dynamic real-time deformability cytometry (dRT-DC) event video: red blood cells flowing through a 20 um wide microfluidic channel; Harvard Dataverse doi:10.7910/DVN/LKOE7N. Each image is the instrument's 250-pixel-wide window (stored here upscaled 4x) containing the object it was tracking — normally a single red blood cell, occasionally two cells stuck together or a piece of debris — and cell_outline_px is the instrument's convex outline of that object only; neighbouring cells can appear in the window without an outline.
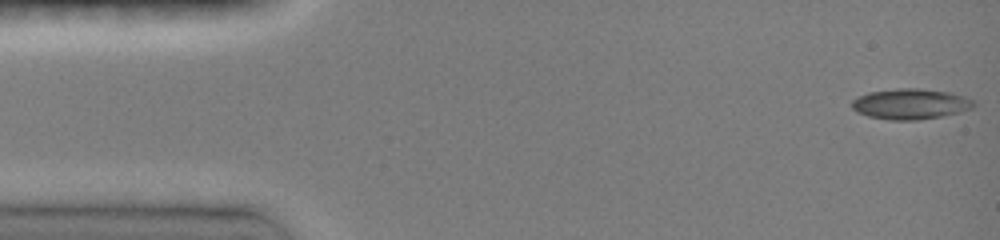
{"species": "common noctule bat (a hibernating species)", "species_latin": "Nyctalus noctula", "temperature_condition": "room temperature", "stored_images_in_passage": 40, "camera_frame_rate_fps": 3000, "um_per_image_px": 0.085, "animal": {"sex": "female", "body_mass_g": 19.0, "forearm_length_mm": 51.5}, "frame": {"image": 1, "passage_image": 1, "time_ms": 0.0, "image_size_px": [1000, 240], "cell_outline_px": [[976, 104], [972, 108], [960, 112], [940, 116], [916, 120], [888, 120], [868, 116], [856, 112], [852, 108], [852, 100], [868, 92], [896, 88], [920, 88], [948, 92], [964, 96], [972, 100]], "centroid_in_image_um": [77.37, 8.83], "position_along_channel_um": 7.6, "area_um2": 21.68}}
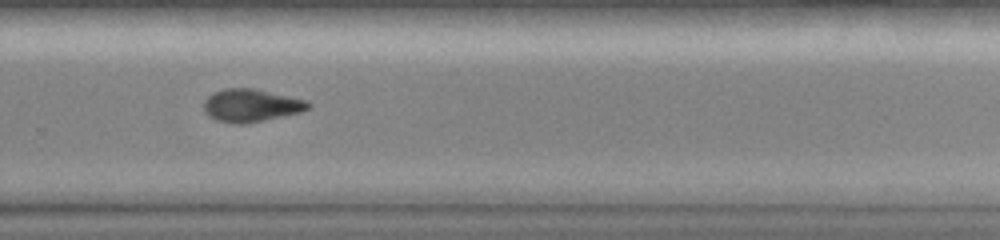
{"frame": {"image": 2, "passage_image": 34, "time_ms": 10.333, "image_size_px": [1000, 240], "cell_outline_px": [[312, 104], [308, 108], [300, 112], [264, 120], [244, 124], [240, 124], [216, 120], [208, 116], [204, 112], [204, 100], [208, 96], [224, 88], [252, 88], [308, 100]], "centroid_in_image_um": [21.33, 8.96], "position_along_channel_um": 308.5, "area_um2": 19.83}}
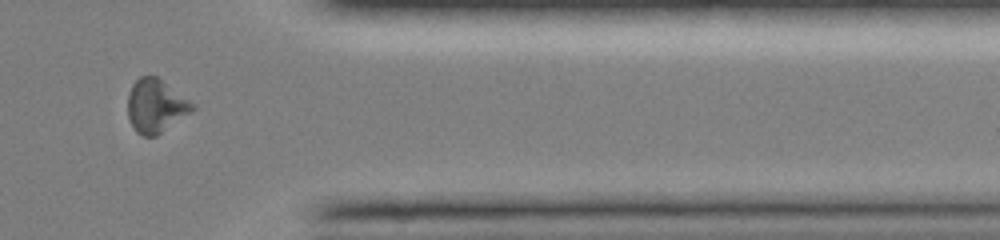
{"frame": {"image": 3, "passage_image": 37, "time_ms": 12.667, "image_size_px": [1000, 240], "cell_outline_px": [[196, 108], [156, 136], [144, 136], [136, 132], [128, 116], [128, 92], [132, 84], [140, 76], [156, 76], [196, 104]], "centroid_in_image_um": [13.24, 8.99], "position_along_channel_um": 398.2, "area_um2": 20.0}}